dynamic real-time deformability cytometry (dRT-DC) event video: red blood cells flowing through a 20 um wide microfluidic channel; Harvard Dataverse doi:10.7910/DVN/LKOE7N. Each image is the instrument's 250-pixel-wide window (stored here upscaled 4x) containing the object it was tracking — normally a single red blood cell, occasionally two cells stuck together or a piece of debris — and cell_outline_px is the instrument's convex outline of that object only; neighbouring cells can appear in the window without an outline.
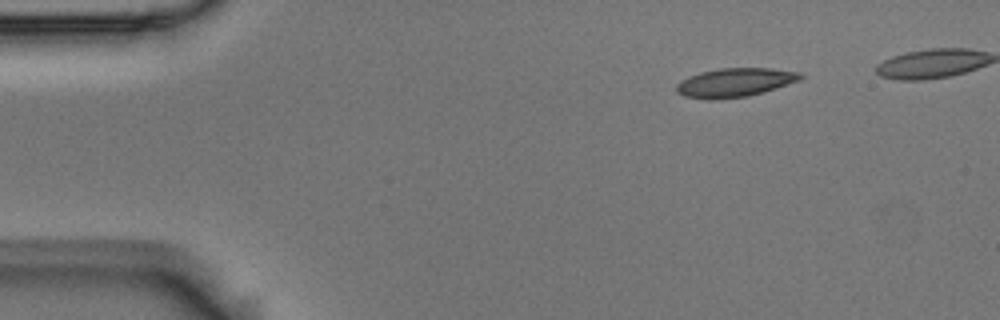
{"species": "Egyptian fruit bat (a non-hibernating species)", "species_latin": "Rousettus aegyptiacus", "temperature_condition": "room temperature", "stored_images_in_passage": 6, "camera_frame_rate_fps": 3000, "um_per_image_px": 0.085, "animal": {"sex": "male"}, "frame": {"image": 1, "passage_image": 1, "time_ms": 0.0, "image_size_px": [1000, 320], "cell_outline_px": [[804, 76], [800, 80], [764, 92], [748, 96], [712, 100], [684, 96], [676, 92], [676, 84], [680, 80], [700, 72], [720, 68], [772, 68], [800, 72]], "centroid_in_image_um": [62.46, 7.01], "position_along_channel_um": 22.5, "area_um2": 20.92}}
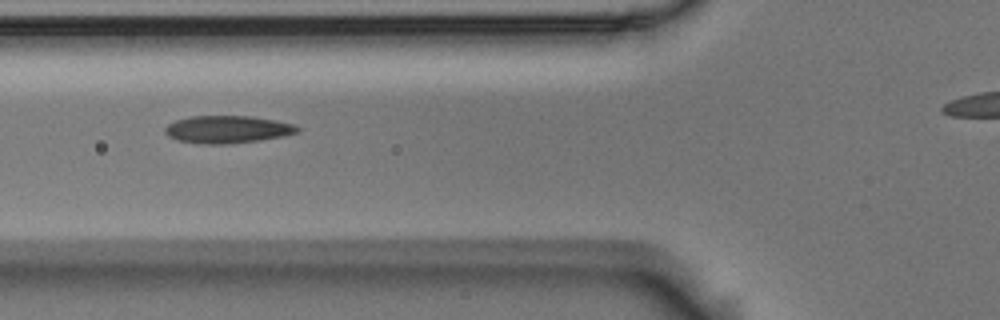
{"frame": {"image": 2, "passage_image": 5, "time_ms": 1.333, "image_size_px": [1000, 320], "cell_outline_px": [[300, 132], [284, 136], [260, 140], [228, 144], [208, 144], [180, 140], [168, 136], [164, 132], [164, 128], [168, 124], [176, 120], [192, 116], [252, 116], [276, 120], [296, 124], [300, 128]], "centroid_in_image_um": [19.39, 10.99], "position_along_channel_um": 106.4, "area_um2": 21.27}}
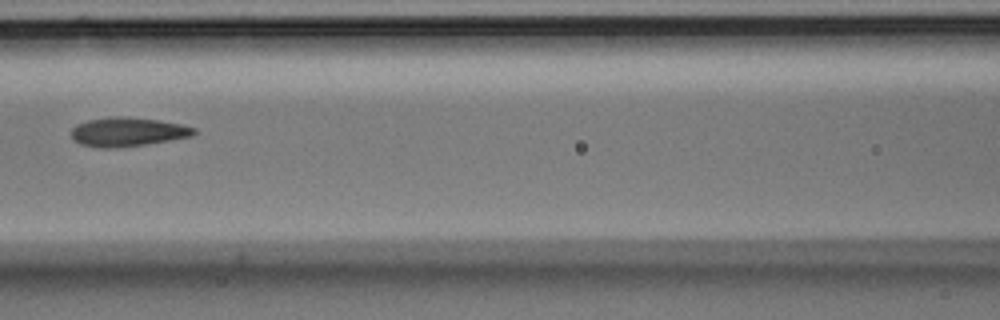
{"frame": {"image": 3, "passage_image": 6, "time_ms": 1.667, "image_size_px": [1000, 320], "cell_outline_px": [[196, 132], [192, 136], [144, 144], [112, 148], [100, 148], [80, 144], [72, 140], [72, 128], [76, 124], [88, 120], [112, 116], [128, 116], [156, 120], [180, 124], [196, 128]], "centroid_in_image_um": [10.8, 11.2], "position_along_channel_um": 155.8, "area_um2": 20.63}}